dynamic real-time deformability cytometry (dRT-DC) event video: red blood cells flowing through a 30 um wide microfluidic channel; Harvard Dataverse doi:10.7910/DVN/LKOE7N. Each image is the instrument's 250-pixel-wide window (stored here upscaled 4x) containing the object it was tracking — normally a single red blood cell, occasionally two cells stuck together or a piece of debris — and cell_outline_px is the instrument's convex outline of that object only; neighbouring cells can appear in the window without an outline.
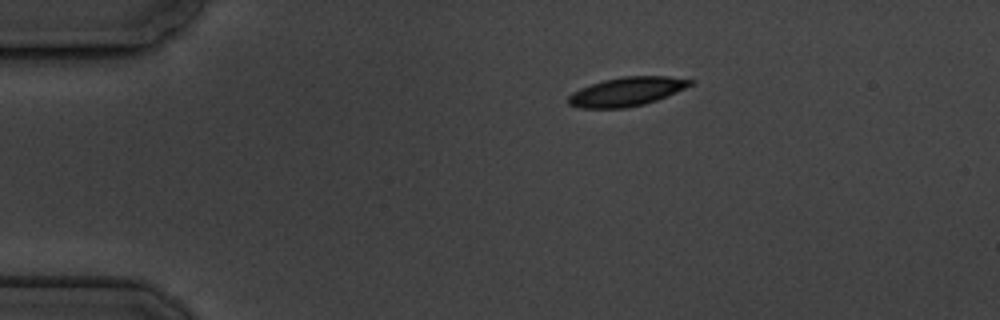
{"species": "common noctule bat (a hibernating species)", "species_latin": "Nyctalus noctula", "temperature_condition": "cold", "stored_images_in_passage": 3, "camera_frame_rate_fps": 3000, "um_per_image_px": 0.085, "animal": {"sex": "male", "body_mass_g": 19.5, "forearm_length_mm": 54.6}, "frame": {"image": 1, "passage_image": 1, "time_ms": 0.0, "image_size_px": [1000, 320], "cell_outline_px": [[696, 80], [692, 84], [668, 96], [644, 104], [624, 108], [580, 108], [568, 104], [568, 96], [572, 92], [580, 88], [604, 80], [624, 76], [668, 76]], "centroid_in_image_um": [53.27, 7.78], "position_along_channel_um": 31.7, "area_um2": 20.46}}
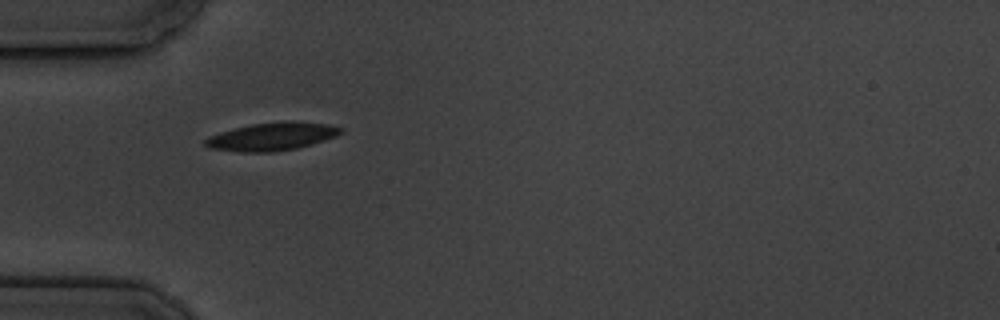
{"frame": {"image": 2, "passage_image": 3, "time_ms": 2.333, "image_size_px": [1000, 320], "cell_outline_px": [[344, 132], [336, 136], [312, 144], [296, 148], [272, 152], [240, 152], [208, 148], [204, 144], [204, 140], [208, 136], [220, 132], [252, 124], [284, 120], [292, 120], [328, 124], [344, 128]], "centroid_in_image_um": [23.13, 11.59], "position_along_channel_um": 61.9, "area_um2": 22.31}}